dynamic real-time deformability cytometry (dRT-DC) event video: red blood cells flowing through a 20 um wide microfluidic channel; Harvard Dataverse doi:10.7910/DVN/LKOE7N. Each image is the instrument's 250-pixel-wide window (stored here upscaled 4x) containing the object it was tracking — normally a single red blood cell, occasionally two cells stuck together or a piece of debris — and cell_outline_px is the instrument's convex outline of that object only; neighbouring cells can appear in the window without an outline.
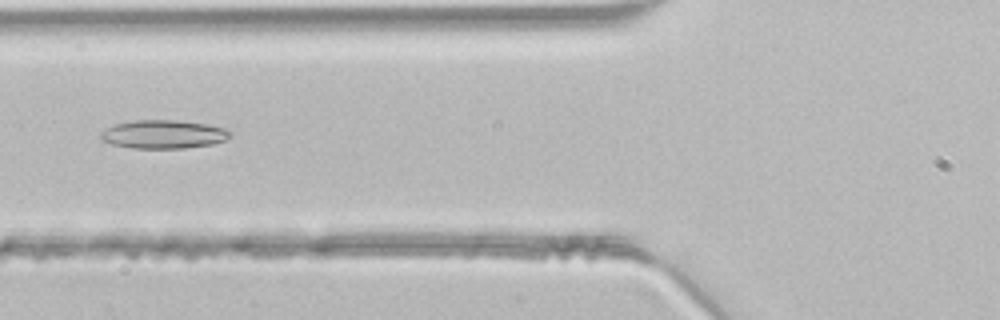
{"species": "common noctule bat (a hibernating species)", "species_latin": "Nyctalus noctula", "temperature_condition": "room temperature", "stored_images_in_passage": 38, "camera_frame_rate_fps": 3000, "um_per_image_px": 0.085, "animal": {"sex": "male", "body_mass_g": 21.5, "forearm_length_mm": 52.0}, "frame": {"image": 1, "passage_image": 9, "time_ms": 2.667, "image_size_px": [1000, 320], "cell_outline_px": [[232, 136], [224, 140], [212, 144], [184, 148], [132, 148], [112, 144], [100, 140], [100, 132], [116, 124], [132, 120], [180, 120], [208, 124], [224, 128], [232, 132]], "centroid_in_image_um": [13.9, 11.41], "position_along_channel_um": 111.9, "area_um2": 21.56}}
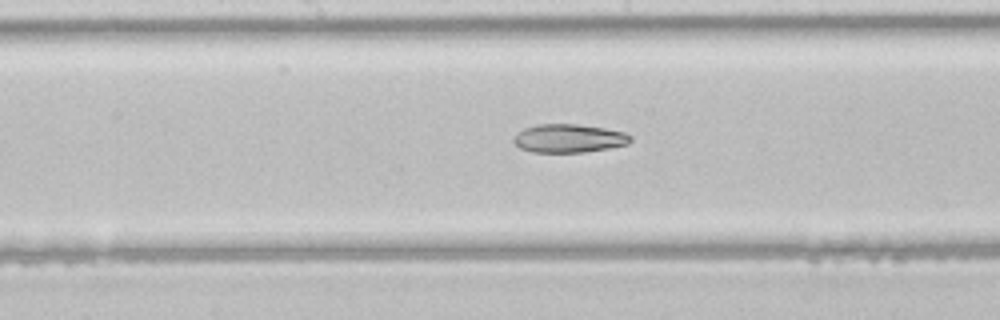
{"frame": {"image": 2, "passage_image": 15, "time_ms": 4.667, "image_size_px": [1000, 320], "cell_outline_px": [[632, 140], [628, 144], [608, 148], [584, 152], [532, 152], [520, 148], [512, 140], [512, 136], [516, 132], [524, 128], [536, 124], [576, 124], [604, 128], [624, 132], [632, 136]], "centroid_in_image_um": [48.32, 11.75], "position_along_channel_um": 199.9, "area_um2": 19.48}}
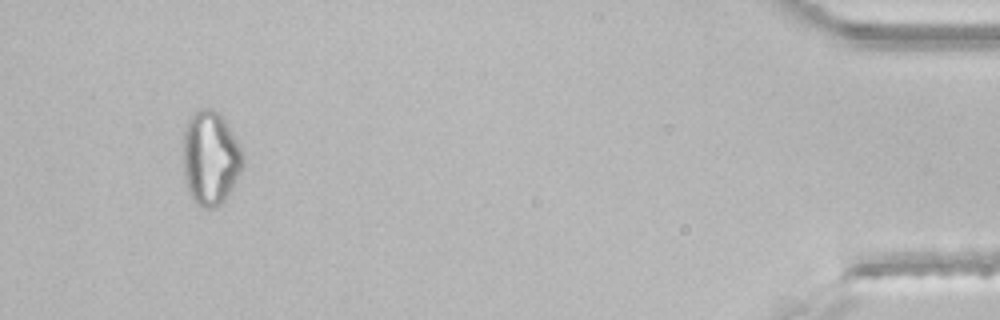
{"frame": {"image": 3, "passage_image": 35, "time_ms": 11.333, "image_size_px": [1000, 320], "cell_outline_px": [[244, 164], [236, 180], [224, 200], [216, 208], [204, 208], [196, 204], [184, 180], [184, 132], [188, 116], [196, 108], [212, 108], [220, 112], [224, 116], [240, 144], [244, 156]], "centroid_in_image_um": [17.9, 13.36], "position_along_channel_um": 417.3, "area_um2": 33.23}}